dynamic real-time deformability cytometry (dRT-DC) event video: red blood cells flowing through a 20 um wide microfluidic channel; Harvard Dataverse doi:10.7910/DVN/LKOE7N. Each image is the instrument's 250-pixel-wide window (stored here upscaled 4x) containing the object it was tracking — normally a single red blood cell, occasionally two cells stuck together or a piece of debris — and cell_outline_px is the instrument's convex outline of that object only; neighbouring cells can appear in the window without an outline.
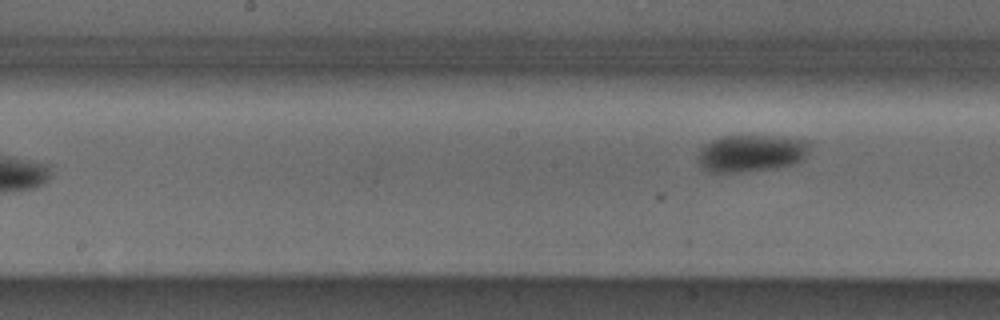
{"species": "Egyptian fruit bat (a non-hibernating species)", "species_latin": "Rousettus aegyptiacus", "temperature_condition": "cold", "stored_images_in_passage": 5, "camera_frame_rate_fps": 3000, "um_per_image_px": 0.085, "animal": {"sex": "male"}, "frame": {"image": 1, "passage_image": 5, "time_ms": 5.0, "image_size_px": [1000, 320], "cell_outline_px": [[812, 140], [808, 152], [804, 160], [796, 164], [776, 168], [740, 172], [712, 172], [700, 168], [696, 156], [700, 148], [704, 144], [720, 136], [784, 136]], "centroid_in_image_um": [63.89, 13.02], "position_along_channel_um": 184.3, "area_um2": 24.91}}